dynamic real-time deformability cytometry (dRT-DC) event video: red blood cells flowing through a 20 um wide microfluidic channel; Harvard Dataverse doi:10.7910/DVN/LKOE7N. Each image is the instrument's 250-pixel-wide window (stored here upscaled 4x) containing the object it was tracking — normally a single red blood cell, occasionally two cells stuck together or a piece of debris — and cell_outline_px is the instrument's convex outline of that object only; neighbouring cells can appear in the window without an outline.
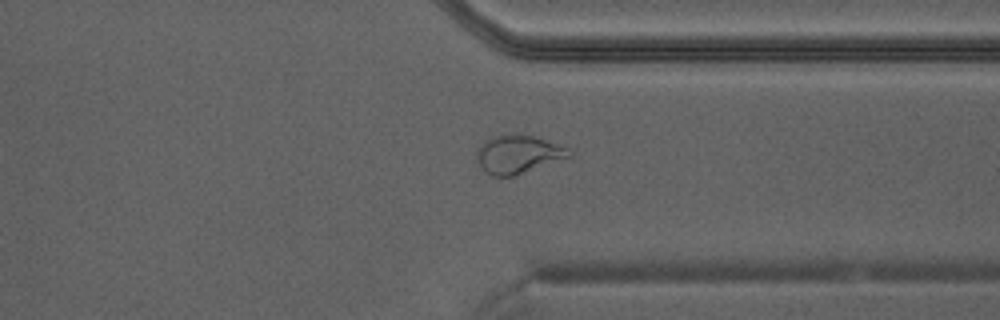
{"species": "Egyptian fruit bat (a non-hibernating species)", "species_latin": "Rousettus aegyptiacus", "temperature_condition": "warm", "stored_images_in_passage": 27, "camera_frame_rate_fps": 3000, "um_per_image_px": 0.085, "animal": {"sex": "male"}, "frame": {"image": 1, "passage_image": 23, "time_ms": 7.333, "image_size_px": [1000, 320], "cell_outline_px": [[572, 156], [516, 176], [492, 176], [484, 172], [476, 156], [476, 152], [484, 140], [492, 136], [532, 136], [568, 148], [572, 152]], "centroid_in_image_um": [44.03, 13.16], "position_along_channel_um": 367.4, "area_um2": 20.23}}